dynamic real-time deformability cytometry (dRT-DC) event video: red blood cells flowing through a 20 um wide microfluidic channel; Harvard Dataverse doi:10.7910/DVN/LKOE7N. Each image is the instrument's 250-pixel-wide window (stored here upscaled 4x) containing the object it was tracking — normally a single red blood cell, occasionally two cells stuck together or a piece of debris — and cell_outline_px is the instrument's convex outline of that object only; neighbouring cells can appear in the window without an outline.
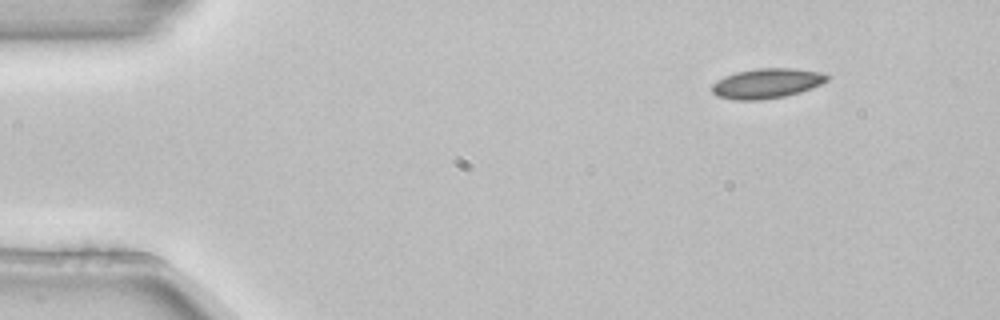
{"species": "common noctule bat (a hibernating species)", "species_latin": "Nyctalus noctula", "temperature_condition": "room temperature", "stored_images_in_passage": 4, "camera_frame_rate_fps": 3000, "um_per_image_px": 0.085, "animal": {"sex": "female", "body_mass_g": 22.7, "forearm_length_mm": 54.2}, "frame": {"image": 1, "passage_image": 1, "time_ms": 0.0, "image_size_px": [1000, 320], "cell_outline_px": [[832, 76], [828, 80], [812, 88], [800, 92], [784, 96], [760, 100], [736, 100], [716, 96], [712, 92], [712, 84], [716, 80], [724, 76], [736, 72], [756, 68], [796, 68], [824, 72]], "centroid_in_image_um": [65.2, 7.07], "position_along_channel_um": 19.8, "area_um2": 20.35}}
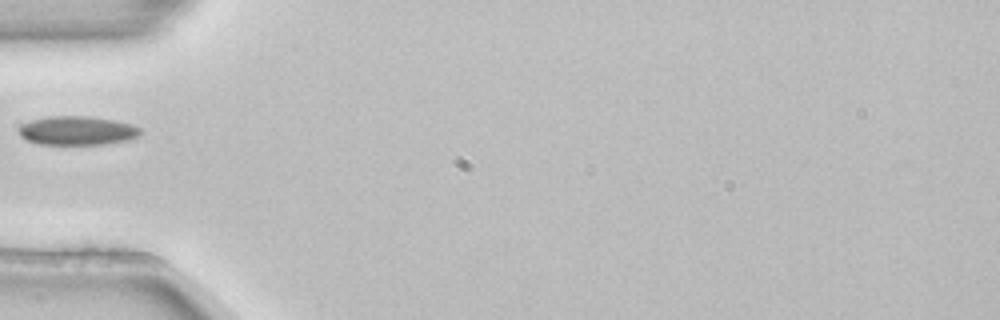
{"frame": {"image": 2, "passage_image": 4, "time_ms": 1.0, "image_size_px": [1000, 320], "cell_outline_px": [[144, 132], [128, 140], [100, 144], [40, 144], [24, 140], [20, 136], [20, 124], [32, 120], [48, 116], [88, 116], [116, 120], [132, 124], [140, 128]], "centroid_in_image_um": [6.56, 11.09], "position_along_channel_um": 78.4, "area_um2": 20.52}}